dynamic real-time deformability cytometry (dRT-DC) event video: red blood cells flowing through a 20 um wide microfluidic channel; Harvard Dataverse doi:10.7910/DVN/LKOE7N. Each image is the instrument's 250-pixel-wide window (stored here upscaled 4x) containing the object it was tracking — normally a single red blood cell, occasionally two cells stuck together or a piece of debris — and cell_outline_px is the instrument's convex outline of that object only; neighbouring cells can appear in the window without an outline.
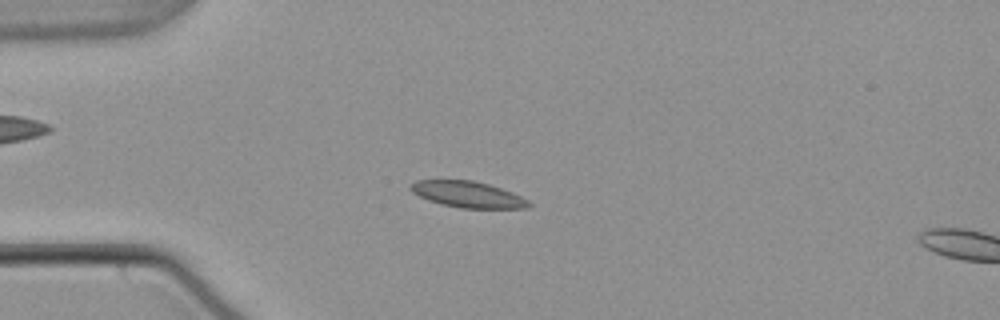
{"species": "common noctule bat (a hibernating species)", "species_latin": "Nyctalus noctula", "temperature_condition": "warm", "stored_images_in_passage": 53, "camera_frame_rate_fps": 3000, "um_per_image_px": 0.085, "animal": {"sex": "male", "body_mass_g": 21.5, "forearm_length_mm": 52.0}, "frame": {"image": 1, "passage_image": 13, "time_ms": 4.0, "image_size_px": [1000, 320], "cell_outline_px": [[532, 204], [528, 208], [460, 208], [440, 204], [428, 200], [412, 192], [408, 188], [408, 184], [416, 180], [472, 180], [488, 184], [512, 192], [528, 200]], "centroid_in_image_um": [39.72, 16.52], "position_along_channel_um": 45.3, "area_um2": 18.09}}
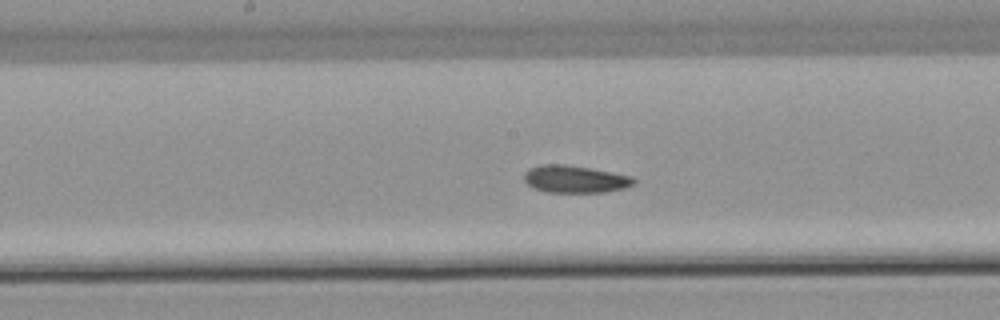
{"frame": {"image": 2, "passage_image": 27, "time_ms": 8.667, "image_size_px": [1000, 320], "cell_outline_px": [[636, 184], [624, 188], [604, 192], [544, 192], [532, 188], [524, 180], [524, 172], [528, 168], [540, 164], [564, 164], [588, 168], [632, 176], [636, 180]], "centroid_in_image_um": [48.84, 15.23], "position_along_channel_um": 199.4, "area_um2": 17.57}}
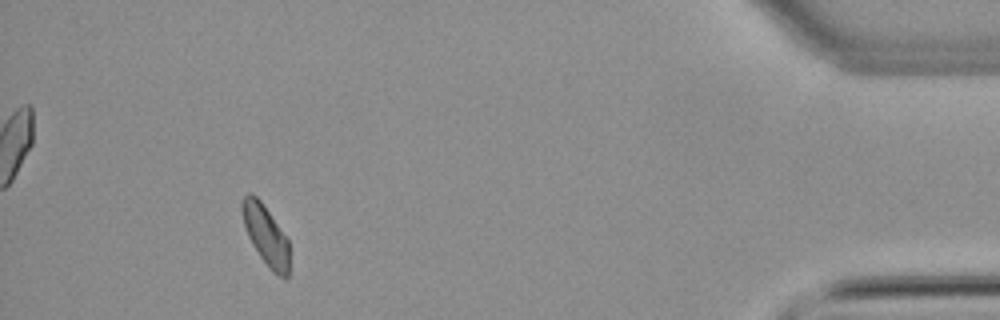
{"frame": {"image": 3, "passage_image": 49, "time_ms": 16.0, "image_size_px": [1000, 320], "cell_outline_px": [[288, 276], [284, 280], [272, 272], [260, 256], [252, 244], [248, 236], [240, 212], [240, 204], [244, 196], [248, 192], [252, 192], [260, 200], [288, 240]], "centroid_in_image_um": [22.55, 19.98], "position_along_channel_um": 412.6, "area_um2": 16.42}, "authors_computed_cell_mechanics": {"area_um2": 17.5134, "velocity_mm_per_s": 3.7529, "shape_relaxation_time_tau1_ms": null, "shape_relaxation_time_tau2_ms": 6.6564, "deformation_change_tau1": null, "deformation_change_tau2": 0.1199}}